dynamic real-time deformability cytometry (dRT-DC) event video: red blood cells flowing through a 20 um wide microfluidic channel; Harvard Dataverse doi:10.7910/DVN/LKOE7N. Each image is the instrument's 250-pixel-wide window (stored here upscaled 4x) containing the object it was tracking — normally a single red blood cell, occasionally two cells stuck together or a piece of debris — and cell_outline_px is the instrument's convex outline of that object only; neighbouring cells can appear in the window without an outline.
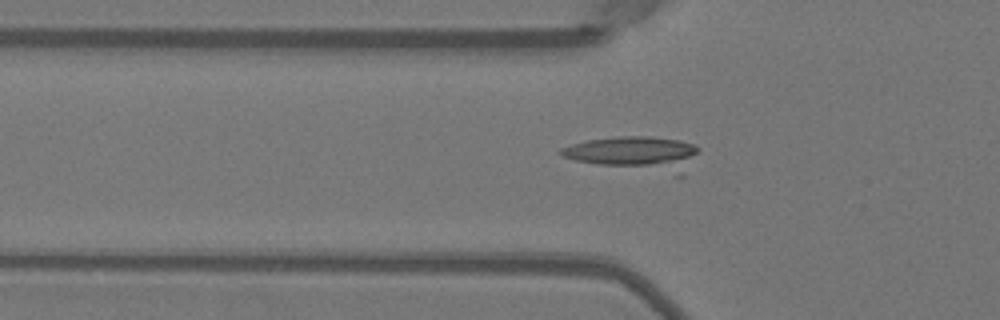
{"species": "Egyptian fruit bat (a non-hibernating species)", "species_latin": "Rousettus aegyptiacus", "temperature_condition": "warm", "stored_images_in_passage": 46, "camera_frame_rate_fps": 3000, "um_per_image_px": 0.085, "animal": {"sex": "female"}, "frame": {"image": 1, "passage_image": 17, "time_ms": 5.333, "image_size_px": [1000, 320], "cell_outline_px": [[700, 148], [684, 176], [676, 176], [596, 164], [576, 160], [560, 156], [556, 152], [560, 148], [572, 144], [588, 140], [620, 136], [652, 136], [680, 140], [696, 144]], "centroid_in_image_um": [54.04, 13.06], "position_along_channel_um": 71.8, "area_um2": 27.98}}
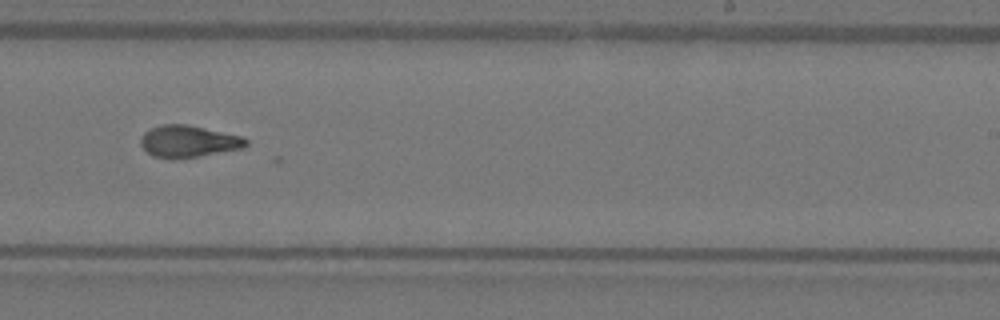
{"frame": {"image": 2, "passage_image": 32, "time_ms": 10.333, "image_size_px": [1000, 320], "cell_outline_px": [[248, 144], [244, 148], [176, 160], [168, 160], [152, 156], [140, 144], [140, 140], [144, 132], [160, 124], [184, 124], [244, 136], [248, 140]], "centroid_in_image_um": [16.01, 12.03], "position_along_channel_um": 273.0, "area_um2": 19.83}}
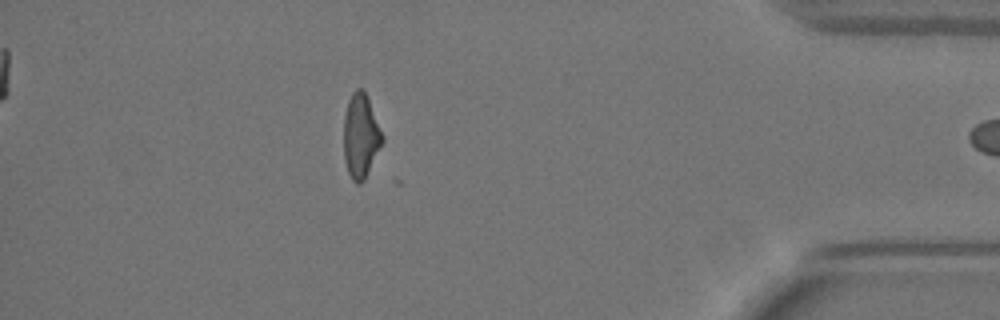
{"frame": {"image": 3, "passage_image": 45, "time_ms": 14.667, "image_size_px": [1000, 320], "cell_outline_px": [[384, 140], [364, 180], [360, 184], [356, 184], [352, 180], [348, 172], [344, 160], [344, 116], [348, 100], [352, 92], [356, 88], [360, 88], [364, 92], [368, 100], [384, 136]], "centroid_in_image_um": [30.65, 11.58], "position_along_channel_um": 404.5, "area_um2": 18.79}}